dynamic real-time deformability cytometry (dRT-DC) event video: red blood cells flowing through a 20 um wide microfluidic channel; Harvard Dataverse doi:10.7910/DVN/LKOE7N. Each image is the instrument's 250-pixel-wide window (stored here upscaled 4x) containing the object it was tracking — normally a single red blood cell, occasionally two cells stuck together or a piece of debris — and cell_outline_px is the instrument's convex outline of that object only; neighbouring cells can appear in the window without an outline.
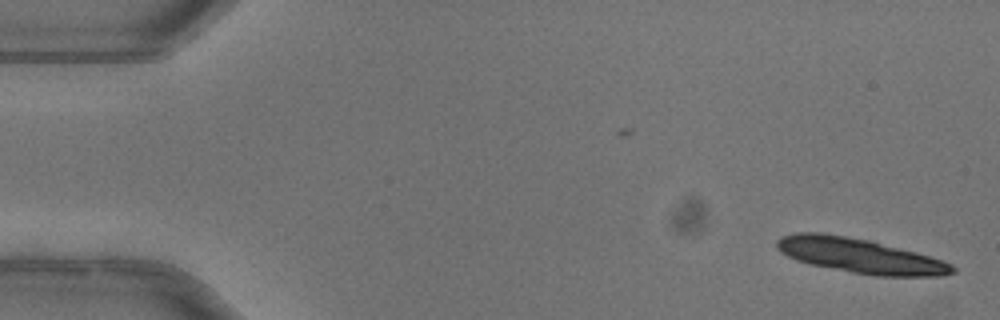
{"species": "common noctule bat (a hibernating species)", "species_latin": "Nyctalus noctula", "temperature_condition": "warm", "stored_images_in_passage": 14, "camera_frame_rate_fps": 3000, "um_per_image_px": 0.085, "animal": {"sex": "female"}, "frame": {"image": 1, "passage_image": 1, "time_ms": 0.0, "image_size_px": [1000, 320], "cell_outline_px": [[956, 272], [944, 276], [876, 276], [852, 272], [812, 264], [796, 260], [780, 252], [776, 248], [776, 240], [784, 236], [796, 232], [820, 232], [868, 240], [916, 252], [952, 264], [956, 268]], "centroid_in_image_um": [73.09, 21.74], "position_along_channel_um": 11.9, "area_um2": 35.2}}